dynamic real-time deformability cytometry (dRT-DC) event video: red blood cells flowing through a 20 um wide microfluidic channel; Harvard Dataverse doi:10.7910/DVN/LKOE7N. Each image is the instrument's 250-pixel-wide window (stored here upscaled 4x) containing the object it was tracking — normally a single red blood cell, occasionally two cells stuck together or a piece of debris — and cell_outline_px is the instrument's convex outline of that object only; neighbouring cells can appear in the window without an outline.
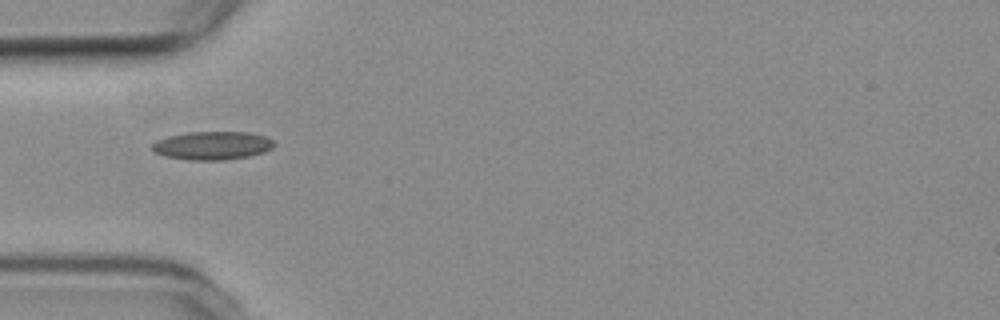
{"species": "common noctule bat (a hibernating species)", "species_latin": "Nyctalus noctula", "temperature_condition": "room temperature", "stored_images_in_passage": 3, "camera_frame_rate_fps": 3000, "um_per_image_px": 0.085, "animal": {"sex": "female", "body_mass_g": 19.3, "forearm_length_mm": 54.1}, "frame": {"image": 1, "passage_image": 1, "time_ms": 0.0, "image_size_px": [1000, 320], "cell_outline_px": [[276, 144], [272, 148], [264, 152], [248, 156], [224, 160], [188, 160], [164, 156], [156, 152], [152, 148], [152, 144], [156, 140], [168, 136], [188, 132], [248, 132], [264, 136], [272, 140]], "centroid_in_image_um": [18.05, 12.37], "position_along_channel_um": 67.0, "area_um2": 20.11}}